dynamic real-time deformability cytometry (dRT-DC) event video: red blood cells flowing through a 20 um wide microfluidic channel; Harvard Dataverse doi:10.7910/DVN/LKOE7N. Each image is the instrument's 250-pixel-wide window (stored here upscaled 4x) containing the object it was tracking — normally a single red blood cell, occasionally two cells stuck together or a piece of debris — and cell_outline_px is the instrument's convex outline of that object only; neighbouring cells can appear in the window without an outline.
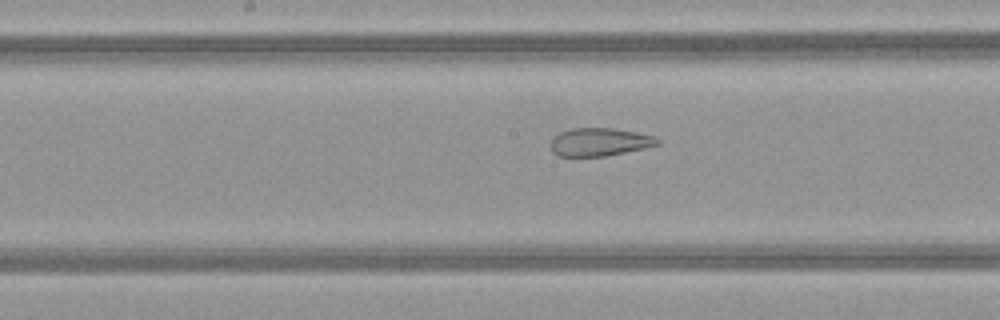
{"species": "common noctule bat (a hibernating species)", "species_latin": "Nyctalus noctula", "temperature_condition": "warm", "stored_images_in_passage": 49, "camera_frame_rate_fps": 3000, "um_per_image_px": 0.085, "animal": {"sex": "female", "body_mass_g": 21.9}, "frame": {"image": 1, "passage_image": 25, "time_ms": 8.0, "image_size_px": [1000, 320], "cell_outline_px": [[660, 144], [644, 148], [604, 156], [556, 156], [552, 152], [552, 140], [560, 132], [572, 128], [612, 128], [636, 132], [656, 136], [660, 140]], "centroid_in_image_um": [50.99, 12.06], "position_along_channel_um": 197.2, "area_um2": 17.34}}
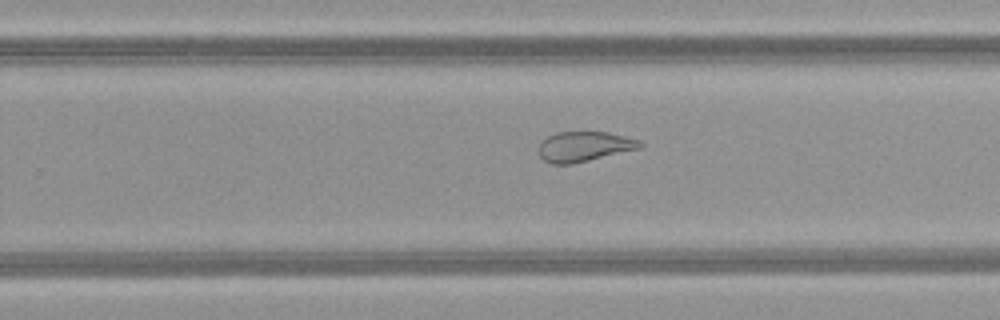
{"frame": {"image": 2, "passage_image": 31, "time_ms": 10.0, "image_size_px": [1000, 320], "cell_outline_px": [[644, 144], [640, 148], [572, 164], [552, 164], [544, 160], [540, 156], [540, 144], [548, 136], [556, 132], [608, 132], [640, 140]], "centroid_in_image_um": [49.67, 12.45], "position_along_channel_um": 280.1, "area_um2": 17.51}}
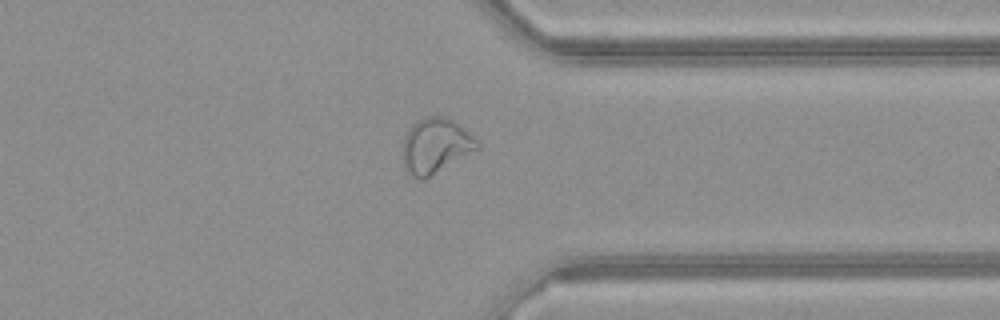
{"frame": {"image": 3, "passage_image": 38, "time_ms": 12.333, "image_size_px": [1000, 320], "cell_outline_px": [[480, 148], [424, 180], [420, 180], [412, 176], [404, 168], [404, 136], [408, 128], [416, 120], [424, 116], [444, 116], [452, 120], [476, 140], [480, 144]], "centroid_in_image_um": [37.0, 12.4], "position_along_channel_um": 374.4, "area_um2": 23.76}, "authors_computed_cell_mechanics": {"area_um2": 25.4898, "velocity_mm_per_s": 4.1668, "shape_relaxation_time_tau1_ms": null, "shape_relaxation_time_tau2_ms": 1.3482, "deformation_change_tau1": null, "deformation_change_tau2": 0.0857}}